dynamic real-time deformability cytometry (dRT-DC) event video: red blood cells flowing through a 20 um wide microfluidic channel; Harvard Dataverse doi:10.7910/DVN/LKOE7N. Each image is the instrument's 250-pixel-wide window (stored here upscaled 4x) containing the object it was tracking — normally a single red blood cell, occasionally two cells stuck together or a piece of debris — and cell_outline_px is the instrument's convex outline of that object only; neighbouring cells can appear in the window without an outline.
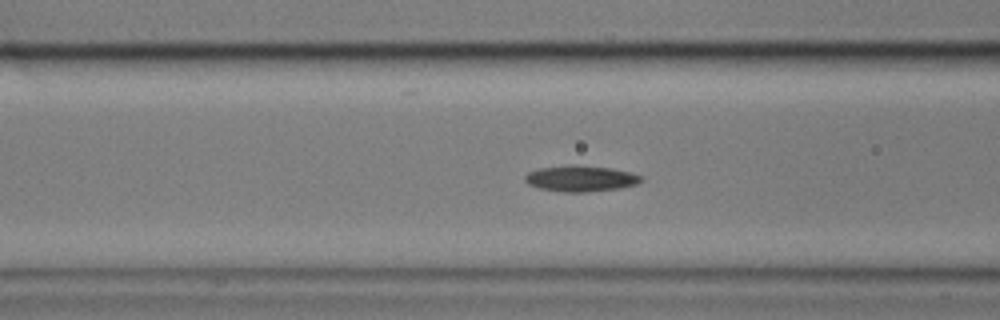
{"species": "common noctule bat (a hibernating species)", "species_latin": "Nyctalus noctula", "temperature_condition": "cold", "stored_images_in_passage": 43, "camera_frame_rate_fps": 3000, "um_per_image_px": 0.085, "animal": {"sex": "male", "body_mass_g": 17.9}, "frame": {"image": 1, "passage_image": 6, "time_ms": 1.667, "image_size_px": [1000, 320], "cell_outline_px": [[644, 180], [636, 184], [620, 188], [584, 192], [564, 192], [540, 188], [528, 184], [524, 180], [524, 176], [528, 172], [540, 168], [572, 164], [576, 164], [612, 168], [632, 172], [644, 176]], "centroid_in_image_um": [49.39, 15.16], "position_along_channel_um": 117.2, "area_um2": 17.8}}
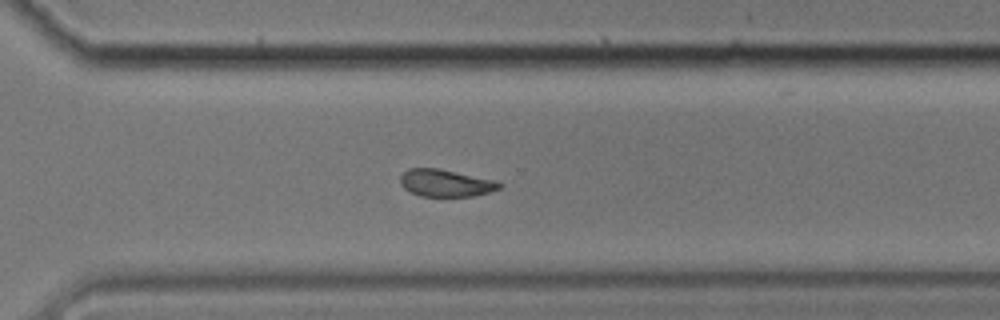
{"frame": {"image": 2, "passage_image": 25, "time_ms": 8.0, "image_size_px": [1000, 320], "cell_outline_px": [[500, 188], [488, 192], [472, 196], [420, 196], [404, 188], [400, 184], [400, 176], [408, 168], [436, 168], [496, 180], [500, 184]], "centroid_in_image_um": [37.84, 15.55], "position_along_channel_um": 332.8, "area_um2": 15.49}}
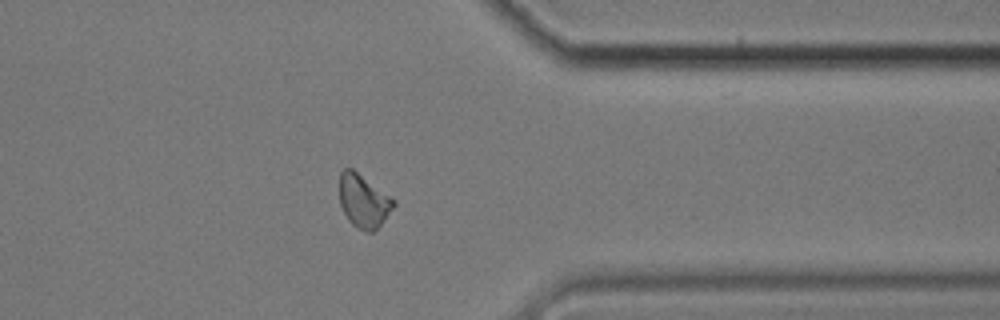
{"frame": {"image": 3, "passage_image": 30, "time_ms": 9.667, "image_size_px": [1000, 320], "cell_outline_px": [[396, 204], [380, 224], [372, 232], [368, 232], [356, 228], [348, 220], [340, 204], [340, 172], [344, 168], [352, 168], [396, 200]], "centroid_in_image_um": [30.89, 17.07], "position_along_channel_um": 380.5, "area_um2": 16.65}, "authors_computed_cell_mechanics": {"area_um2": 16.762, "velocity_mm_per_s": 3.4059, "shape_relaxation_time_tau1_ms": null, "shape_relaxation_time_tau2_ms": 6.6561, "deformation_change_tau1": null, "deformation_change_tau2": 0.1246}}